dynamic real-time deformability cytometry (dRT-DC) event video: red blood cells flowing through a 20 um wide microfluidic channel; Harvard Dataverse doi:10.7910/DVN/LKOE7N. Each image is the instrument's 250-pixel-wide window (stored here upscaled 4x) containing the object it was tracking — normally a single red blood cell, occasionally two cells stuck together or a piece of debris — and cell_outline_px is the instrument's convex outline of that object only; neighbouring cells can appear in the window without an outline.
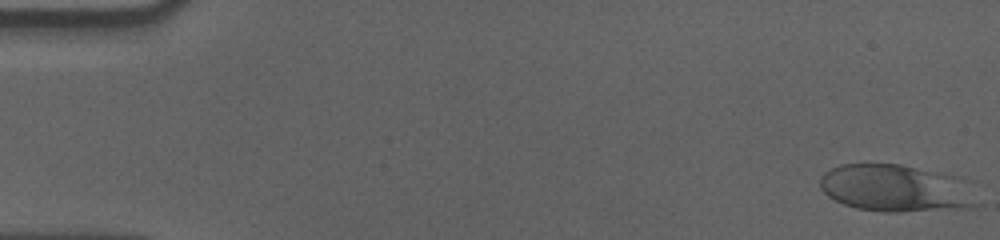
{"species": "human", "species_latin": "Homo sapiens", "temperature_condition": "cold", "stored_images_in_passage": 52, "camera_frame_rate_fps": 3000, "um_per_image_px": 0.085, "donor": {"sex": "male"}, "frame": {"image": 1, "passage_image": 1, "time_ms": 0.0, "image_size_px": [1000, 240], "cell_outline_px": [[980, 204], [972, 208], [900, 212], [884, 212], [856, 208], [844, 204], [828, 196], [820, 188], [820, 176], [824, 172], [840, 164], [900, 164], [940, 172], [956, 176]], "centroid_in_image_um": [76.09, 16.01], "position_along_channel_um": 8.9, "area_um2": 43.06}}
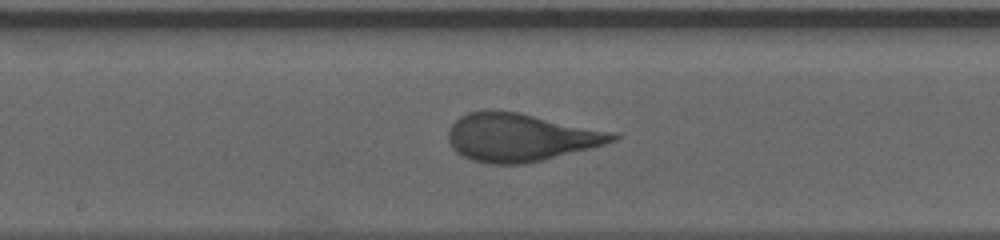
{"frame": {"image": 2, "passage_image": 30, "time_ms": 9.667, "image_size_px": [1000, 240], "cell_outline_px": [[620, 136], [616, 140], [604, 144], [544, 160], [524, 164], [488, 164], [472, 160], [456, 152], [452, 148], [448, 140], [448, 128], [460, 116], [468, 112], [520, 112], [620, 132]], "centroid_in_image_um": [44.3, 11.68], "position_along_channel_um": 203.9, "area_um2": 46.12}}
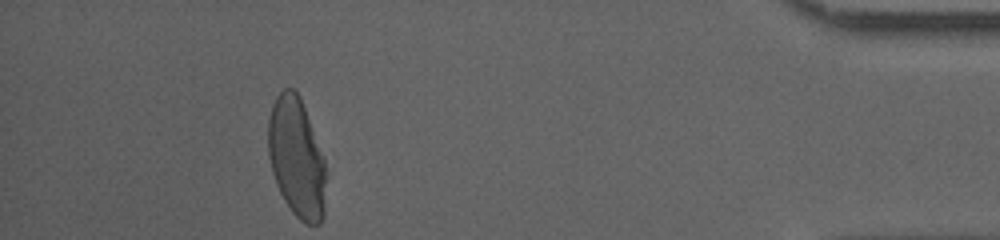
{"frame": {"image": 3, "passage_image": 52, "time_ms": 17.0, "image_size_px": [1000, 240], "cell_outline_px": [[324, 216], [320, 224], [304, 224], [292, 212], [284, 200], [276, 184], [272, 172], [268, 156], [268, 120], [272, 104], [276, 96], [284, 88], [292, 88], [300, 96], [324, 156]], "centroid_in_image_um": [25.19, 13.4], "position_along_channel_um": 410.0, "area_um2": 40.34}, "authors_computed_cell_mechanics": {"area_um2": 44.3615, "velocity_mm_per_s": 3.55, "shape_relaxation_time_tau1_ms": 8.4159, "shape_relaxation_time_tau2_ms": null, "deformation_change_tau1": 0.2498, "deformation_change_tau2": null}}